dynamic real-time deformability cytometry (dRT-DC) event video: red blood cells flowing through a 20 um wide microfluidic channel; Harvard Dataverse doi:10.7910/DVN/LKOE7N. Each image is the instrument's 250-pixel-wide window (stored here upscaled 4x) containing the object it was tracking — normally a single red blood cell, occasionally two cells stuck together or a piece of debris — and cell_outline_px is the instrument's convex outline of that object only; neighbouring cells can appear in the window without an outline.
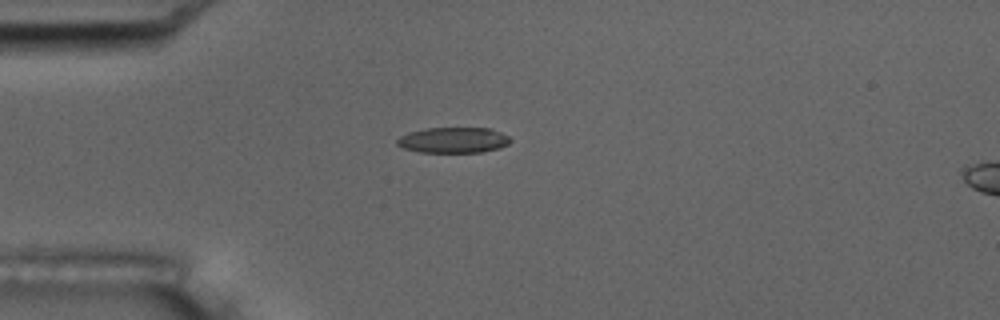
{"species": "common noctule bat (a hibernating species)", "species_latin": "Nyctalus noctula", "temperature_condition": "room temperature", "stored_images_in_passage": 16, "camera_frame_rate_fps": 3000, "um_per_image_px": 0.085, "animal": {"sex": "male", "body_mass_g": 17.5, "forearm_length_mm": 52.3}, "frame": {"image": 1, "passage_image": 5, "time_ms": 4.667, "image_size_px": [1000, 320], "cell_outline_px": [[512, 140], [508, 144], [500, 148], [480, 152], [420, 152], [404, 148], [396, 144], [396, 140], [400, 136], [408, 132], [424, 128], [492, 128], [508, 136]], "centroid_in_image_um": [38.53, 11.9], "position_along_channel_um": 46.5, "area_um2": 16.99}, "authors_computed_cell_mechanics": {"area_um2": 17.3978, "velocity_mm_per_s": 3.5692, "shape_relaxation_time_tau1_ms": 4.0103, "shape_relaxation_time_tau2_ms": 1.9978, "deformation_change_tau1": 0.141, "deformation_change_tau2": 0.0454}}